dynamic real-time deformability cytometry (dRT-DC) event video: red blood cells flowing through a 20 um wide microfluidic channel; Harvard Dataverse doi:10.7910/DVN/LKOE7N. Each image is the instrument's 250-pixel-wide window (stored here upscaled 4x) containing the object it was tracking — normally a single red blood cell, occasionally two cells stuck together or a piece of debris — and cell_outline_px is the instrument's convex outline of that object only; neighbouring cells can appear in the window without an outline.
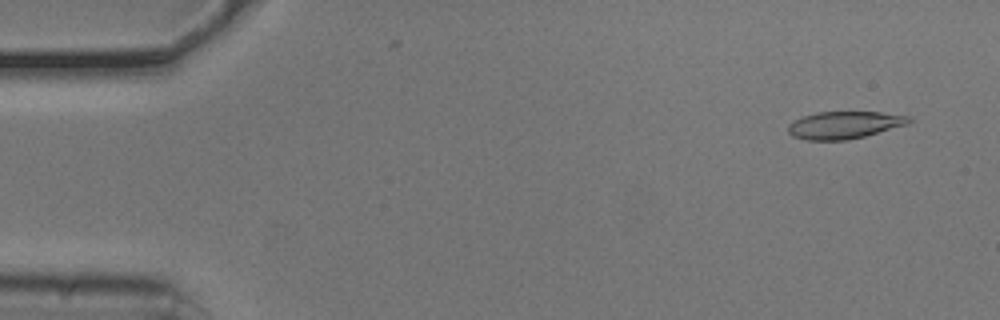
{"species": "common noctule bat (a hibernating species)", "species_latin": "Nyctalus noctula", "temperature_condition": "cold", "stored_images_in_passage": 52, "camera_frame_rate_fps": 3000, "um_per_image_px": 0.085, "animal": {"sex": "male", "body_mass_g": 20.5, "forearm_length_mm": 52.5}, "frame": {"image": 1, "passage_image": 3, "time_ms": 0.667, "image_size_px": [1000, 320], "cell_outline_px": [[912, 120], [908, 124], [864, 136], [848, 140], [808, 140], [792, 136], [788, 132], [788, 124], [804, 116], [816, 112], [880, 112], [912, 116]], "centroid_in_image_um": [71.79, 10.62], "position_along_channel_um": 13.2, "area_um2": 19.19}}
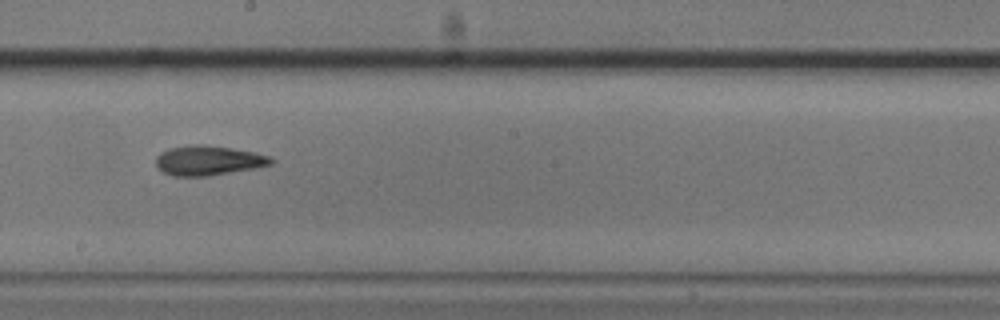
{"frame": {"image": 2, "passage_image": 29, "time_ms": 9.333, "image_size_px": [1000, 320], "cell_outline_px": [[276, 160], [272, 164], [256, 168], [208, 176], [172, 176], [164, 172], [156, 164], [156, 156], [160, 152], [168, 148], [188, 144], [204, 144], [232, 148], [256, 152], [272, 156]], "centroid_in_image_um": [17.74, 13.62], "position_along_channel_um": 230.5, "area_um2": 20.29}}
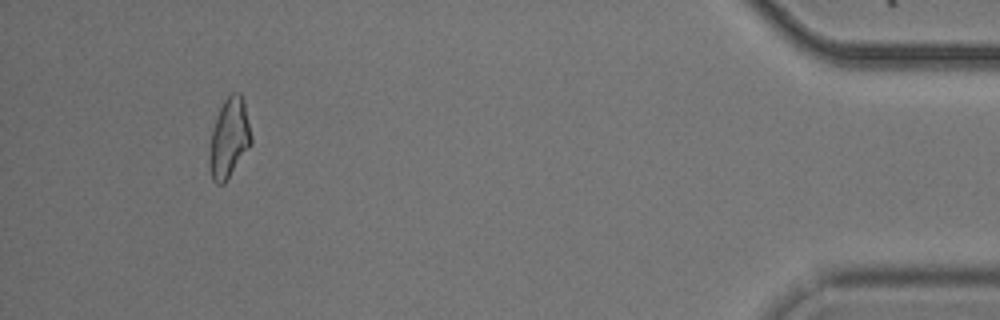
{"frame": {"image": 3, "passage_image": 49, "time_ms": 16.0, "image_size_px": [1000, 320], "cell_outline_px": [[252, 144], [224, 184], [216, 184], [212, 180], [208, 164], [208, 152], [212, 132], [220, 108], [224, 100], [232, 92], [240, 92], [244, 100], [252, 136]], "centroid_in_image_um": [19.48, 11.76], "position_along_channel_um": 415.7, "area_um2": 19.54}, "authors_computed_cell_mechanics": {"area_um2": 19.5364, "velocity_mm_per_s": 3.7879, "shape_relaxation_time_tau1_ms": 4.9296, "shape_relaxation_time_tau2_ms": 4.3435, "deformation_change_tau1": 0.1594, "deformation_change_tau2": 0.1451}}